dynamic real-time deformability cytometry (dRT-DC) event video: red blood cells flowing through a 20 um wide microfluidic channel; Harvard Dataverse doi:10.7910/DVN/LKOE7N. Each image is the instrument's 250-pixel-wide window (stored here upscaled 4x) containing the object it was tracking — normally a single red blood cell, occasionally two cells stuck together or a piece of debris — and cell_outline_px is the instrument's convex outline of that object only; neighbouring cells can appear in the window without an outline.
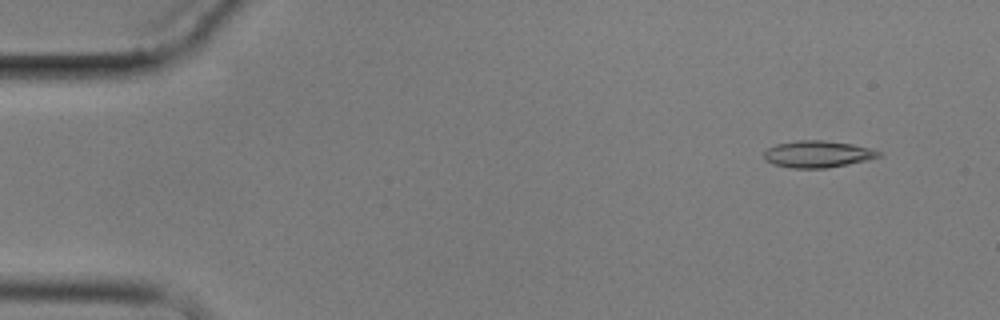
{"species": "common noctule bat (a hibernating species)", "species_latin": "Nyctalus noctula", "temperature_condition": "cold", "stored_images_in_passage": 7, "camera_frame_rate_fps": 3000, "um_per_image_px": 0.085, "animal": {"sex": "male", "body_mass_g": 17.9}, "frame": {"image": 1, "passage_image": 1, "time_ms": 0.0, "image_size_px": [1000, 320], "cell_outline_px": [[880, 156], [868, 160], [848, 164], [824, 168], [792, 168], [772, 164], [764, 160], [764, 152], [768, 148], [776, 144], [796, 140], [824, 140], [852, 144], [872, 148], [880, 152]], "centroid_in_image_um": [69.48, 13.09], "position_along_channel_um": 15.5, "area_um2": 17.98}}
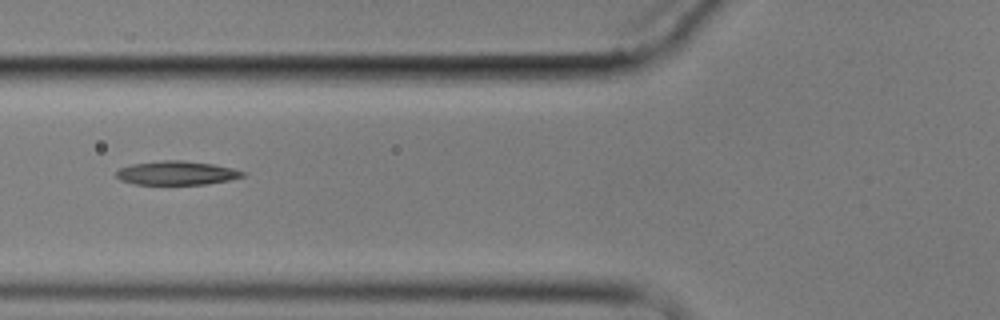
{"frame": {"image": 2, "passage_image": 6, "time_ms": 5.667, "image_size_px": [1000, 320], "cell_outline_px": [[248, 172], [244, 176], [228, 180], [204, 184], [136, 184], [120, 180], [116, 176], [116, 172], [120, 168], [132, 164], [164, 160], [180, 160], [212, 164], [232, 168]], "centroid_in_image_um": [15.02, 14.7], "position_along_channel_um": 110.8, "area_um2": 17.4}}
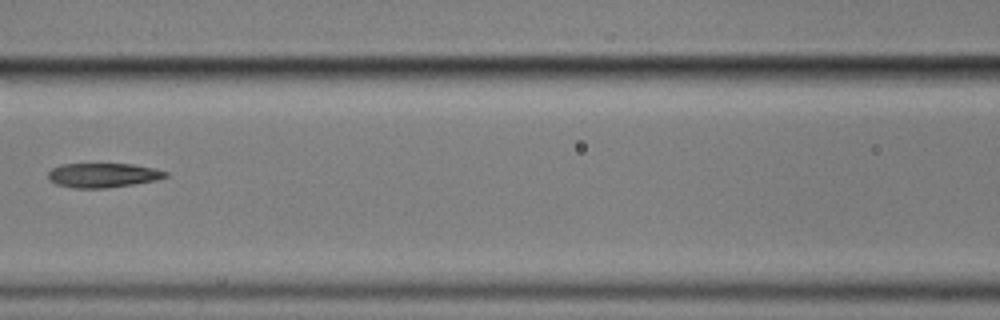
{"frame": {"image": 3, "passage_image": 7, "time_ms": 7.0, "image_size_px": [1000, 320], "cell_outline_px": [[168, 176], [156, 180], [132, 184], [104, 188], [72, 188], [56, 184], [48, 180], [48, 172], [52, 168], [60, 164], [132, 164], [156, 168], [168, 172]], "centroid_in_image_um": [8.74, 14.89], "position_along_channel_um": 157.9, "area_um2": 16.76}}